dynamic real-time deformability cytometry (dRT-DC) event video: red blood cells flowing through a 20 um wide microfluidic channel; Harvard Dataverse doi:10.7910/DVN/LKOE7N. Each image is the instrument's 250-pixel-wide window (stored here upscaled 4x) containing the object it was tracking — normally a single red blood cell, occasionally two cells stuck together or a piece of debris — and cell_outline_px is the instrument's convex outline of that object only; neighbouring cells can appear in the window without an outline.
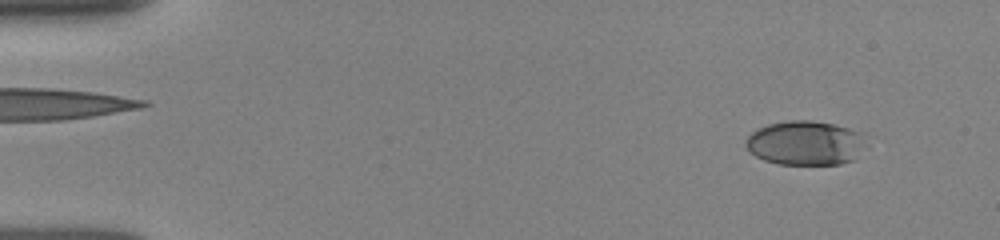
{"species": "human", "species_latin": "Homo sapiens", "temperature_condition": "room temperature", "stored_images_in_passage": 51, "camera_frame_rate_fps": 3000, "um_per_image_px": 0.085, "donor": {"sex": "female"}, "frame": {"image": 1, "passage_image": 4, "time_ms": 1.0, "image_size_px": [1000, 240], "cell_outline_px": [[868, 148], [856, 160], [840, 164], [780, 164], [764, 160], [756, 156], [744, 144], [748, 136], [752, 132], [768, 124], [784, 120], [812, 120], [832, 124], [848, 128], [860, 132]], "centroid_in_image_um": [68.52, 12.16], "position_along_channel_um": 16.5, "area_um2": 31.39}}
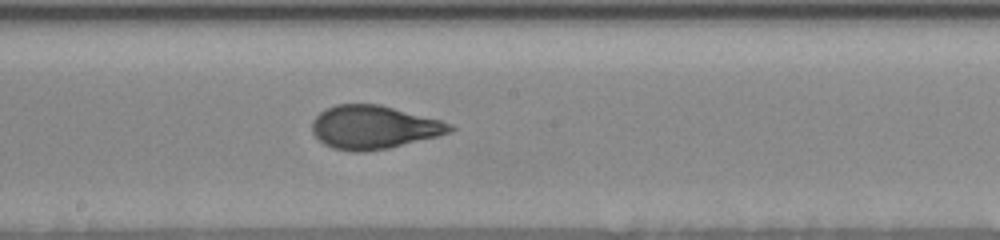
{"frame": {"image": 2, "passage_image": 28, "time_ms": 9.0, "image_size_px": [1000, 240], "cell_outline_px": [[456, 128], [452, 132], [388, 148], [364, 152], [356, 152], [332, 148], [324, 144], [312, 132], [312, 120], [324, 108], [336, 104], [380, 104], [440, 120], [452, 124]], "centroid_in_image_um": [31.75, 10.81], "position_along_channel_um": 216.5, "area_um2": 34.8}}
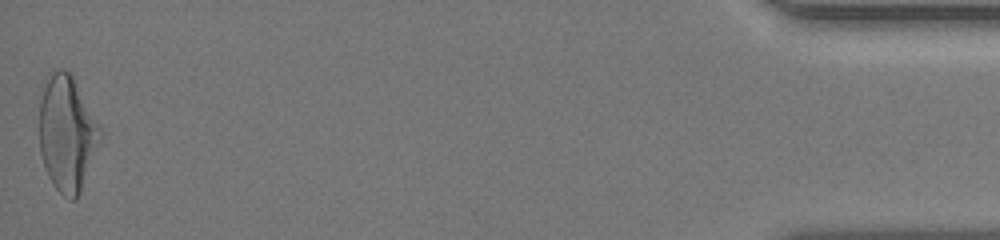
{"frame": {"image": 3, "passage_image": 51, "time_ms": 16.667, "image_size_px": [1000, 240], "cell_outline_px": [[100, 132], [80, 192], [76, 200], [72, 200], [64, 196], [56, 188], [48, 176], [40, 152], [40, 100], [44, 88], [52, 72], [56, 68], [60, 68], [68, 72], [72, 76], [100, 128]], "centroid_in_image_um": [5.64, 11.35], "position_along_channel_um": 429.6, "area_um2": 39.25}, "authors_computed_cell_mechanics": {"area_um2": 33.8708, "velocity_mm_per_s": 3.9009, "shape_relaxation_time_tau1_ms": 3.7745, "shape_relaxation_time_tau2_ms": 0.8714, "deformation_change_tau1": 0.1602, "deformation_change_tau2": 0.0641}}